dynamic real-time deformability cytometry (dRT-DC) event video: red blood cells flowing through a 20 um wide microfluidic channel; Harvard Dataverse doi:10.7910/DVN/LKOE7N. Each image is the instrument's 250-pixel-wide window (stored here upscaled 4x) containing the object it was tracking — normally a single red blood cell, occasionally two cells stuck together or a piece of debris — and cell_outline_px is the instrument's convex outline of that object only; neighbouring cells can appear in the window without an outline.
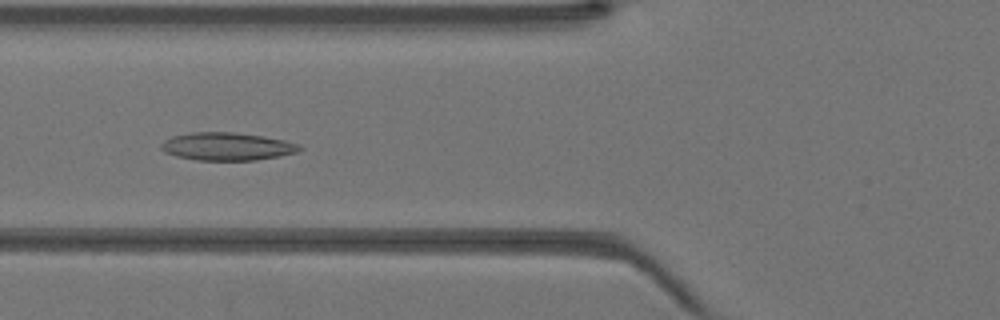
{"species": "Egyptian fruit bat (a non-hibernating species)", "species_latin": "Rousettus aegyptiacus", "temperature_condition": "warm", "stored_images_in_passage": 28, "camera_frame_rate_fps": 3000, "um_per_image_px": 0.085, "animal": {"sex": "female"}, "frame": {"image": 1, "passage_image": 5, "time_ms": 1.333, "image_size_px": [1000, 320], "cell_outline_px": [[304, 148], [296, 152], [280, 156], [256, 160], [196, 160], [176, 156], [164, 152], [160, 148], [160, 144], [164, 140], [172, 136], [192, 132], [232, 132], [264, 136], [284, 140], [300, 144]], "centroid_in_image_um": [19.29, 12.45], "position_along_channel_um": 106.5, "area_um2": 22.6}}
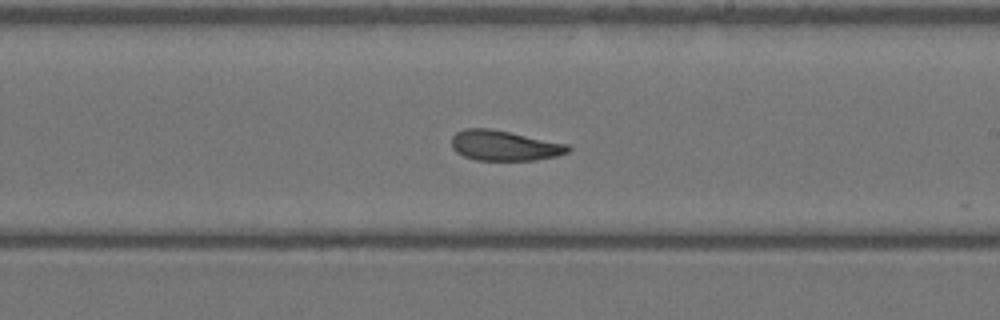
{"frame": {"image": 2, "passage_image": 14, "time_ms": 4.333, "image_size_px": [1000, 320], "cell_outline_px": [[572, 148], [568, 152], [556, 156], [536, 160], [476, 160], [464, 156], [456, 152], [452, 148], [452, 136], [456, 132], [464, 128], [488, 128], [568, 144]], "centroid_in_image_um": [42.85, 12.38], "position_along_channel_um": 246.2, "area_um2": 20.4}}
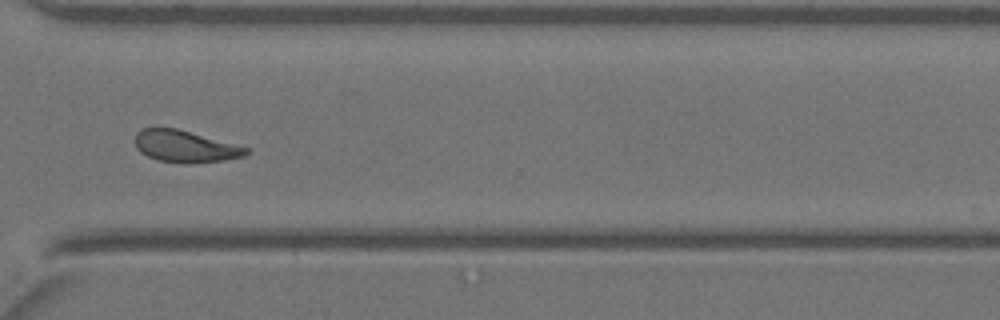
{"frame": {"image": 3, "passage_image": 21, "time_ms": 6.667, "image_size_px": [1000, 320], "cell_outline_px": [[248, 152], [244, 156], [224, 160], [188, 164], [184, 164], [156, 160], [140, 152], [136, 148], [136, 132], [144, 128], [176, 128], [248, 148]], "centroid_in_image_um": [15.7, 12.46], "position_along_channel_um": 354.9, "area_um2": 20.4}}